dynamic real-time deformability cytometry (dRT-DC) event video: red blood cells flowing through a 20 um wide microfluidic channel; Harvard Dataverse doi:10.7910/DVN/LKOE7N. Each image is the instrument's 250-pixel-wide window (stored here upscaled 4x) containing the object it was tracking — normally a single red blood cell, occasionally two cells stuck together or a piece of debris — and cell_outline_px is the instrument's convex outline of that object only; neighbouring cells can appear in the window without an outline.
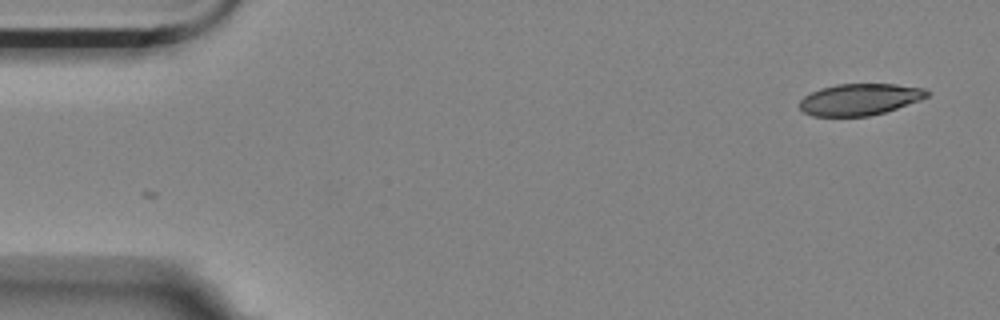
{"species": "Egyptian fruit bat (a non-hibernating species)", "species_latin": "Rousettus aegyptiacus", "temperature_condition": "room temperature", "stored_images_in_passage": 54, "camera_frame_rate_fps": 3000, "um_per_image_px": 0.085, "animal": {"sex": "female"}, "frame": {"image": 1, "passage_image": 1, "time_ms": 0.0, "image_size_px": [1000, 320], "cell_outline_px": [[928, 96], [920, 100], [884, 112], [868, 116], [812, 116], [804, 112], [800, 108], [800, 100], [804, 96], [820, 88], [836, 84], [896, 84], [924, 88], [928, 92]], "centroid_in_image_um": [73.06, 8.44], "position_along_channel_um": 11.9, "area_um2": 23.29}}
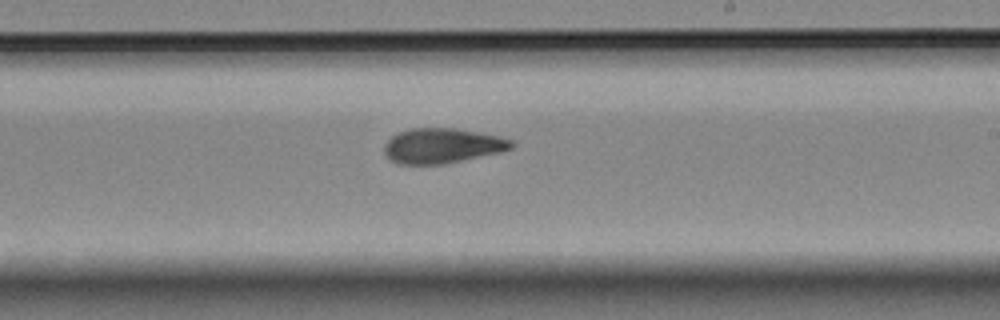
{"frame": {"image": 2, "passage_image": 31, "time_ms": 10.0, "image_size_px": [1000, 320], "cell_outline_px": [[516, 144], [512, 148], [500, 152], [444, 164], [396, 164], [384, 152], [384, 144], [392, 136], [400, 132], [412, 128], [456, 128], [480, 132], [500, 136], [512, 140]], "centroid_in_image_um": [37.62, 12.38], "position_along_channel_um": 251.4, "area_um2": 25.95}}
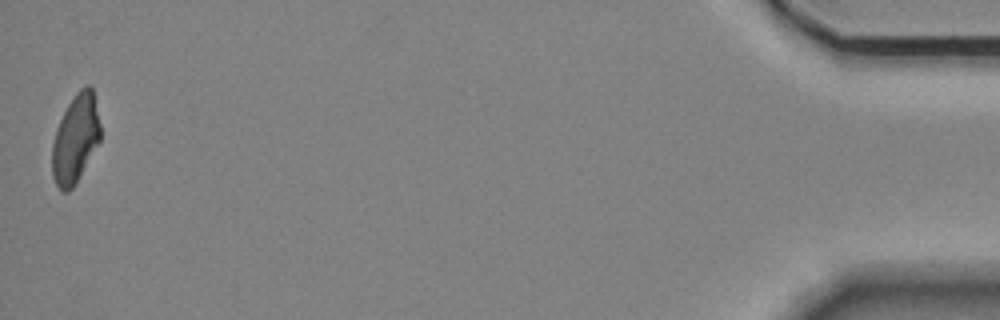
{"frame": {"image": 3, "passage_image": 54, "time_ms": 17.667, "image_size_px": [1000, 320], "cell_outline_px": [[100, 140], [76, 184], [68, 192], [64, 192], [56, 184], [52, 176], [52, 144], [56, 128], [68, 104], [76, 92], [80, 88], [88, 84], [92, 88], [100, 124]], "centroid_in_image_um": [6.4, 11.81], "position_along_channel_um": 428.8, "area_um2": 24.74}, "authors_computed_cell_mechanics": {"area_um2": 25.8655, "velocity_mm_per_s": 3.518, "shape_relaxation_time_tau1_ms": null, "shape_relaxation_time_tau2_ms": 3.2615, "deformation_change_tau1": null, "deformation_change_tau2": 0.0976}}